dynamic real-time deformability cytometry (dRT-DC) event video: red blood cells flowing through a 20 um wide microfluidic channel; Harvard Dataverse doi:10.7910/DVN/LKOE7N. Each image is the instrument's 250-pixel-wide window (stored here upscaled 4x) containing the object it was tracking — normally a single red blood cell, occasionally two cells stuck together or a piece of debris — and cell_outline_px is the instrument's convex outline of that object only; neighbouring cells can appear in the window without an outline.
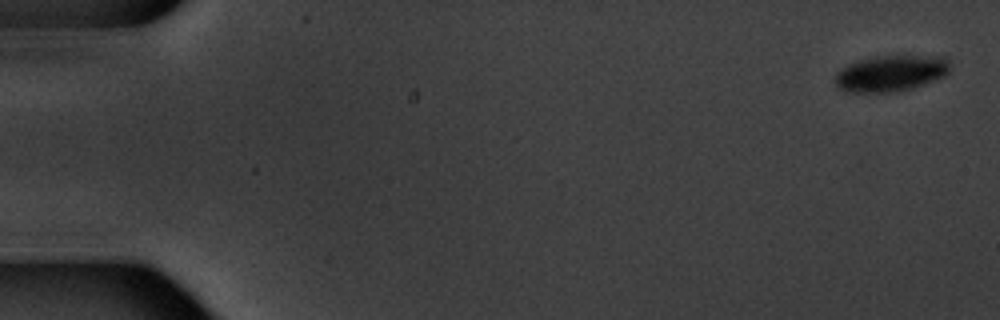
{"species": "common noctule bat (a hibernating species)", "species_latin": "Nyctalus noctula", "temperature_condition": "warm", "stored_images_in_passage": 6, "camera_frame_rate_fps": 3000, "um_per_image_px": 0.085, "animal": {"sex": "male", "body_mass_g": 20.1, "forearm_length_mm": 53.5}, "frame": {"image": 1, "passage_image": 1, "time_ms": 0.0, "image_size_px": [1000, 320], "cell_outline_px": [[948, 72], [944, 76], [912, 88], [892, 92], [848, 92], [840, 88], [836, 84], [836, 72], [840, 68], [848, 64], [860, 60], [876, 56], [944, 56], [948, 60]], "centroid_in_image_um": [75.7, 6.23], "position_along_channel_um": 9.3, "area_um2": 23.93}}
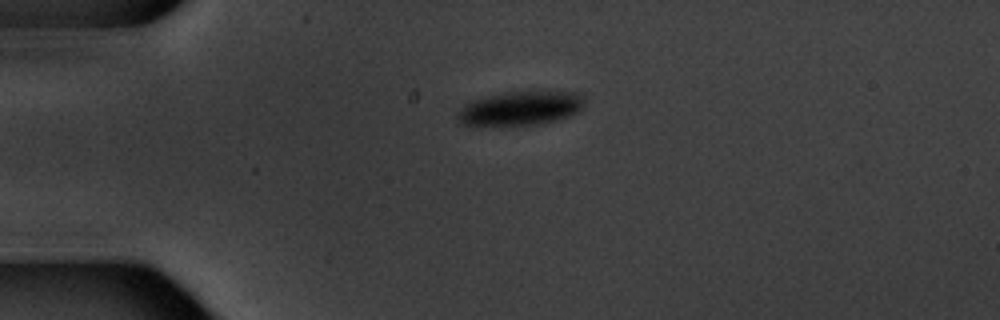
{"frame": {"image": 2, "passage_image": 4, "time_ms": 4.333, "image_size_px": [1000, 320], "cell_outline_px": [[584, 104], [572, 116], [540, 124], [508, 128], [460, 124], [456, 116], [456, 112], [464, 104], [488, 96], [508, 92], [580, 92], [584, 100]], "centroid_in_image_um": [44.19, 9.26], "position_along_channel_um": 40.8, "area_um2": 25.78}}
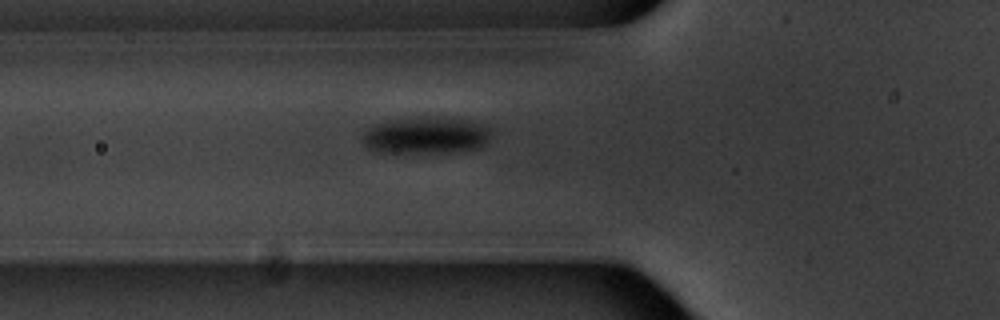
{"frame": {"image": 3, "passage_image": 6, "time_ms": 6.667, "image_size_px": [1000, 320], "cell_outline_px": [[492, 136], [480, 148], [440, 152], [372, 152], [360, 140], [360, 136], [372, 124], [388, 120], [452, 116], [480, 120], [488, 128]], "centroid_in_image_um": [36.22, 11.48], "position_along_channel_um": 89.6, "area_um2": 28.21}}